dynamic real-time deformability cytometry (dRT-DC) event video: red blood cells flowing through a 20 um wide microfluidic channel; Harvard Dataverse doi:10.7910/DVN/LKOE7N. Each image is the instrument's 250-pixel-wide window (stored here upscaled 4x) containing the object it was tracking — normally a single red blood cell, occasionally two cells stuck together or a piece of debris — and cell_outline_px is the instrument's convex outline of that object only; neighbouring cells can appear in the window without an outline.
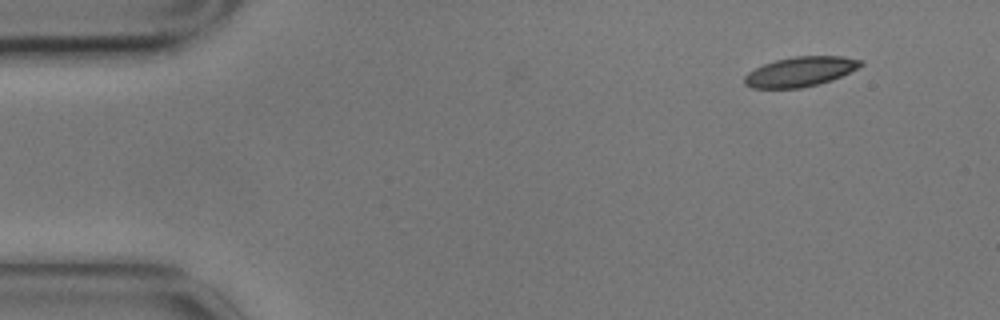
{"species": "common noctule bat (a hibernating species)", "species_latin": "Nyctalus noctula", "temperature_condition": "cold", "stored_images_in_passage": 4, "camera_frame_rate_fps": 3000, "um_per_image_px": 0.085, "animal": {"sex": "male", "body_mass_g": 17.9}, "frame": {"image": 1, "passage_image": 1, "time_ms": 0.0, "image_size_px": [1000, 320], "cell_outline_px": [[864, 64], [832, 80], [800, 88], [752, 88], [744, 84], [744, 76], [748, 72], [764, 64], [776, 60], [796, 56], [844, 56], [864, 60]], "centroid_in_image_um": [68.02, 6.08], "position_along_channel_um": 17.0, "area_um2": 20.0}}
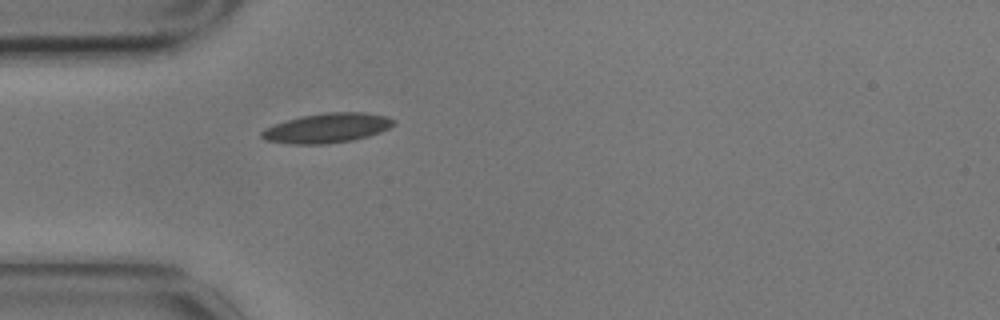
{"frame": {"image": 2, "passage_image": 4, "time_ms": 1.0, "image_size_px": [1000, 320], "cell_outline_px": [[396, 124], [380, 132], [368, 136], [352, 140], [328, 144], [292, 144], [264, 140], [260, 136], [260, 132], [264, 128], [300, 116], [328, 112], [364, 112], [388, 116], [396, 120]], "centroid_in_image_um": [27.82, 10.88], "position_along_channel_um": 57.2, "area_um2": 22.89}}